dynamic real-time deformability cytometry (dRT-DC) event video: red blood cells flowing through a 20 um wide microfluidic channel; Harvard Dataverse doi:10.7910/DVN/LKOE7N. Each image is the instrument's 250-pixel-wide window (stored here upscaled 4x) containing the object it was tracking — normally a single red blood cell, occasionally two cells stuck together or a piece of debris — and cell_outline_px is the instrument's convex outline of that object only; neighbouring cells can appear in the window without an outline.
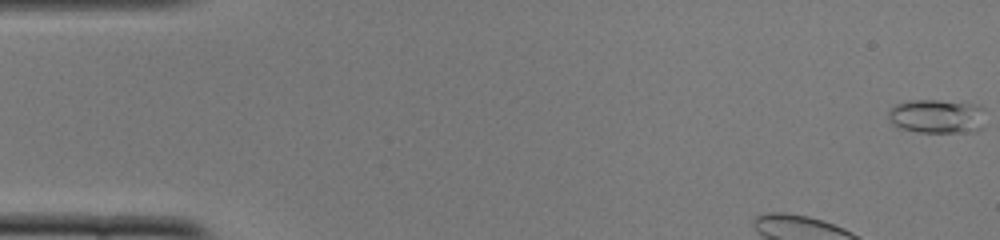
{"species": "common noctule bat (a hibernating species)", "species_latin": "Nyctalus noctula", "temperature_condition": "cold", "stored_images_in_passage": 49, "camera_frame_rate_fps": 3000, "um_per_image_px": 0.085, "animal": {"sex": "female", "body_mass_g": 22.0, "forearm_length_mm": 56.7}, "frame": {"image": 1, "passage_image": 1, "time_ms": 0.0, "image_size_px": [1000, 240], "cell_outline_px": [[984, 108], [960, 132], [916, 132], [900, 128], [892, 124], [888, 116], [888, 112], [896, 104], [912, 100], [936, 100], [980, 104]], "centroid_in_image_um": [79.35, 9.82], "position_along_channel_um": 5.7, "area_um2": 17.69}}
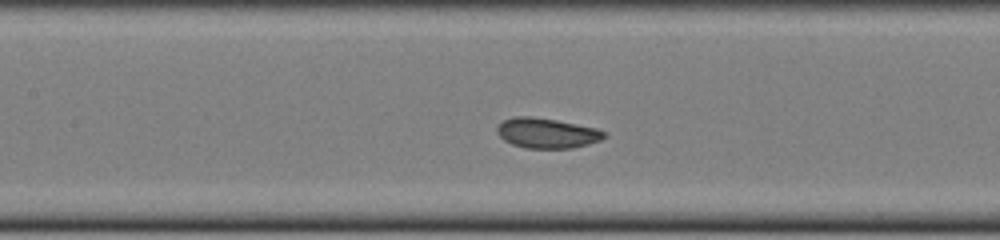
{"frame": {"image": 2, "passage_image": 20, "time_ms": 6.333, "image_size_px": [1000, 240], "cell_outline_px": [[608, 136], [600, 140], [588, 144], [572, 148], [524, 148], [512, 144], [504, 140], [496, 132], [496, 128], [504, 120], [512, 116], [528, 116], [556, 120], [596, 128], [604, 132]], "centroid_in_image_um": [46.47, 11.31], "position_along_channel_um": 160.9, "area_um2": 18.73}}
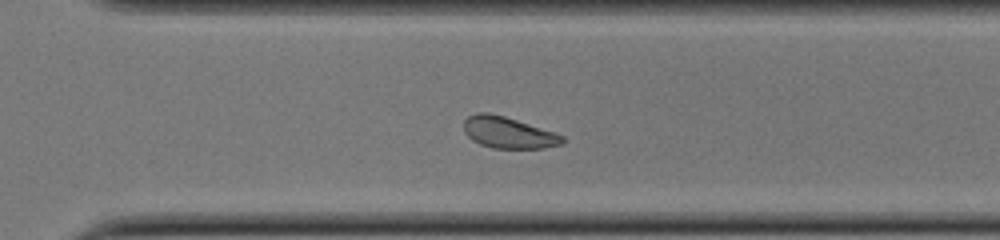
{"frame": {"image": 3, "passage_image": 33, "time_ms": 10.667, "image_size_px": [1000, 240], "cell_outline_px": [[564, 140], [560, 144], [544, 148], [492, 148], [480, 144], [472, 140], [464, 132], [464, 120], [468, 116], [476, 112], [488, 112], [504, 116], [556, 132], [564, 136]], "centroid_in_image_um": [43.19, 11.26], "position_along_channel_um": 327.4, "area_um2": 18.09}, "authors_computed_cell_mechanics": {"area_um2": 19.1896, "velocity_mm_per_s": 3.8404, "shape_relaxation_time_tau1_ms": 2.7103, "shape_relaxation_time_tau2_ms": 3.1042, "deformation_change_tau1": 0.0579, "deformation_change_tau2": 0.0567}}